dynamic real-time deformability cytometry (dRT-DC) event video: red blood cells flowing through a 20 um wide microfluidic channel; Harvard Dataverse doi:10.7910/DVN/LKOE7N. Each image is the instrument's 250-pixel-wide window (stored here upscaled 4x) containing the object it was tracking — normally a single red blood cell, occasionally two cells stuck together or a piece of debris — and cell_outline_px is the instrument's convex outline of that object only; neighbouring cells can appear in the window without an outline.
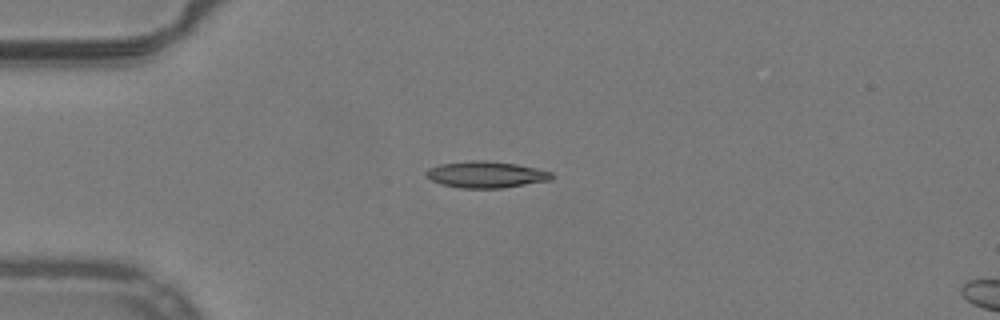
{"species": "common noctule bat (a hibernating species)", "species_latin": "Nyctalus noctula", "temperature_condition": "warm", "stored_images_in_passage": 39, "camera_frame_rate_fps": 3000, "um_per_image_px": 0.085, "animal": {"sex": "male", "body_mass_g": 19.2, "forearm_length_mm": 51.8}, "frame": {"image": 1, "passage_image": 1, "time_ms": 0.0, "image_size_px": [1000, 320], "cell_outline_px": [[552, 180], [504, 188], [460, 188], [440, 184], [432, 180], [424, 172], [428, 168], [440, 164], [472, 160], [484, 160], [516, 164], [536, 168], [552, 172]], "centroid_in_image_um": [41.31, 14.84], "position_along_channel_um": 43.7, "area_um2": 19.42}}
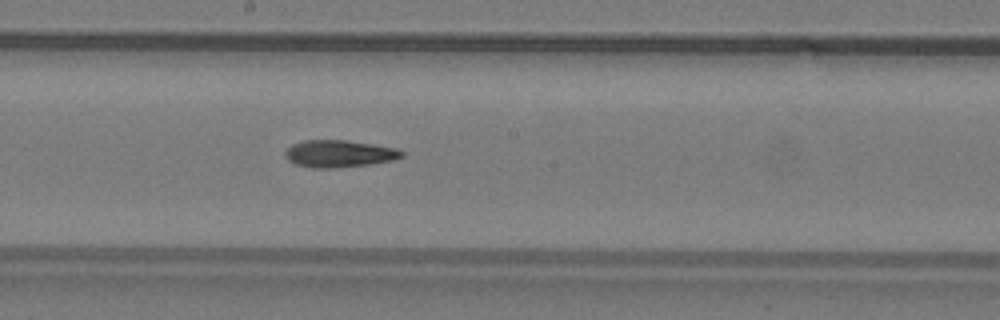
{"frame": {"image": 2, "passage_image": 16, "time_ms": 5.0, "image_size_px": [1000, 320], "cell_outline_px": [[404, 156], [392, 160], [368, 164], [332, 168], [312, 168], [296, 164], [288, 160], [284, 156], [284, 152], [292, 144], [304, 140], [348, 140], [396, 148], [404, 152]], "centroid_in_image_um": [28.8, 13.06], "position_along_channel_um": 219.4, "area_um2": 18.38}}
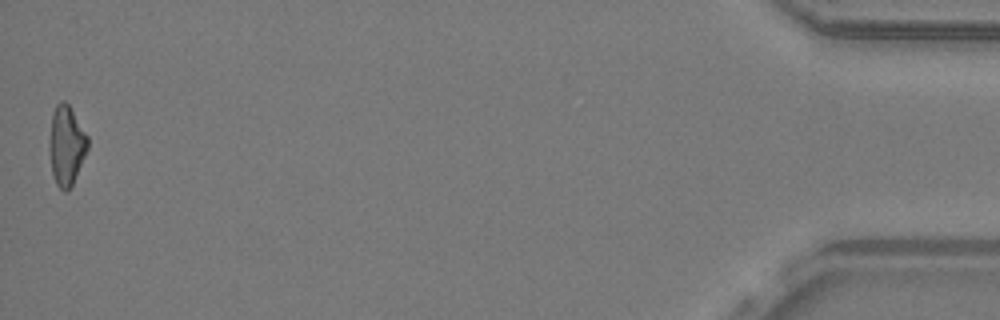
{"frame": {"image": 3, "passage_image": 39, "time_ms": 12.667, "image_size_px": [1000, 320], "cell_outline_px": [[88, 148], [72, 184], [68, 192], [64, 192], [56, 184], [52, 172], [48, 148], [48, 144], [52, 116], [56, 104], [60, 100], [64, 100], [68, 104], [88, 136]], "centroid_in_image_um": [5.62, 12.36], "position_along_channel_um": 429.6, "area_um2": 17.74}}